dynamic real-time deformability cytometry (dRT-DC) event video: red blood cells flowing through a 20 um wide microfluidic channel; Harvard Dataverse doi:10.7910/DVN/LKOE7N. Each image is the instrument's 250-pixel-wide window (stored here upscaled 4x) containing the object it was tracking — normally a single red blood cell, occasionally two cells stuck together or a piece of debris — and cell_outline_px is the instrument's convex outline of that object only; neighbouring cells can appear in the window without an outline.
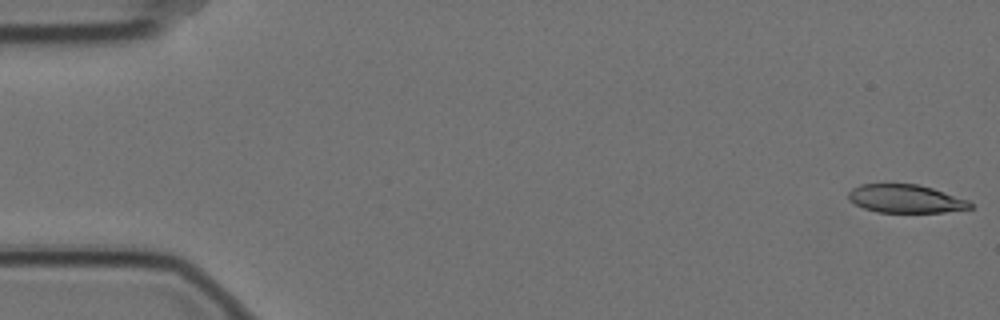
{"species": "Egyptian fruit bat (a non-hibernating species)", "species_latin": "Rousettus aegyptiacus", "temperature_condition": "cold", "stored_images_in_passage": 57, "camera_frame_rate_fps": 3000, "um_per_image_px": 0.085, "animal": {"sex": "female"}, "frame": {"image": 1, "passage_image": 1, "time_ms": 0.0, "image_size_px": [1000, 320], "cell_outline_px": [[972, 208], [944, 212], [876, 212], [864, 208], [848, 200], [848, 192], [852, 188], [860, 184], [916, 184], [932, 188], [968, 200], [972, 204]], "centroid_in_image_um": [76.95, 16.89], "position_along_channel_um": 8.1, "area_um2": 19.94}}
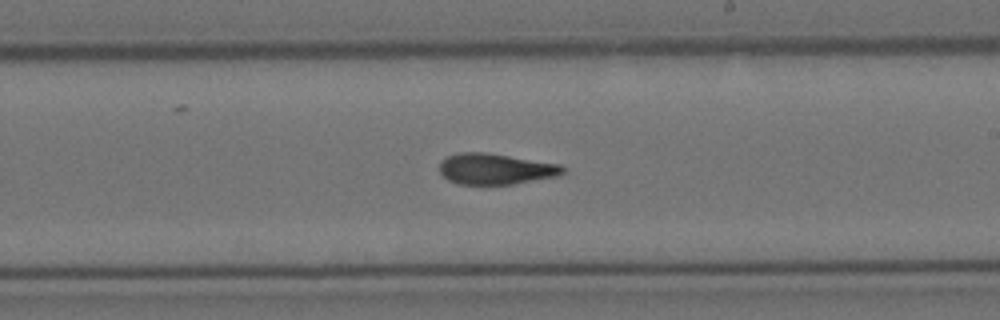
{"frame": {"image": 2, "passage_image": 33, "time_ms": 10.667, "image_size_px": [1000, 320], "cell_outline_px": [[564, 172], [560, 176], [512, 184], [456, 184], [448, 180], [440, 172], [440, 164], [448, 156], [460, 152], [484, 152], [560, 164], [564, 168]], "centroid_in_image_um": [42.14, 14.37], "position_along_channel_um": 246.9, "area_um2": 22.08}}
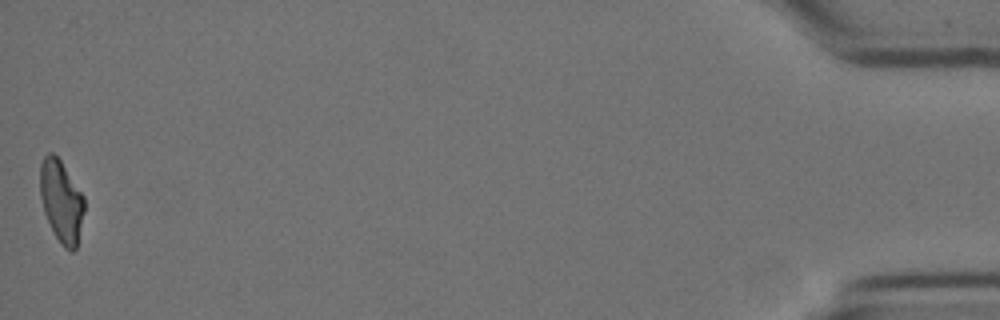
{"frame": {"image": 3, "passage_image": 57, "time_ms": 18.667, "image_size_px": [1000, 320], "cell_outline_px": [[84, 212], [76, 248], [72, 252], [64, 248], [60, 244], [44, 212], [40, 196], [40, 164], [44, 156], [48, 152], [52, 152], [60, 160], [84, 196]], "centroid_in_image_um": [5.21, 17.1], "position_along_channel_um": 430.0, "area_um2": 20.98}, "authors_computed_cell_mechanics": {"area_um2": 22.3686, "velocity_mm_per_s": 3.5104, "shape_relaxation_time_tau1_ms": 10.535, "shape_relaxation_time_tau2_ms": 3.1257, "deformation_change_tau1": 0.2797, "deformation_change_tau2": 0.1188}}